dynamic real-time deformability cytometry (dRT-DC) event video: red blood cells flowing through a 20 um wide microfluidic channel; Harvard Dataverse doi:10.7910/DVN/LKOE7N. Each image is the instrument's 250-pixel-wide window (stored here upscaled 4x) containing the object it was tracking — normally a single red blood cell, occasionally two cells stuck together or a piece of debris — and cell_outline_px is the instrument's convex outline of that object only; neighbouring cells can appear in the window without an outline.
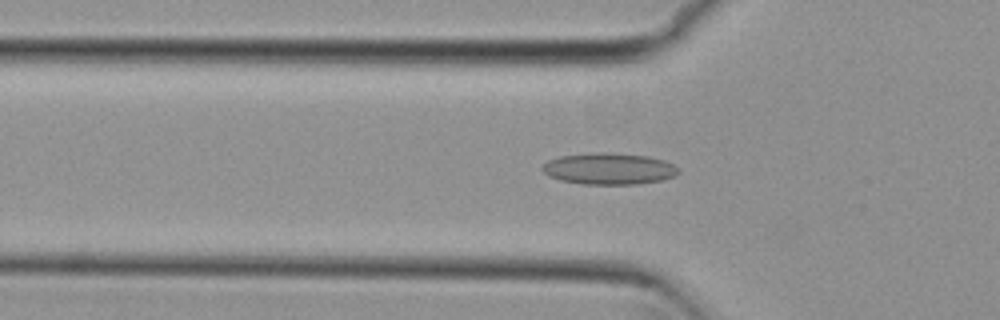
{"species": "common noctule bat (a hibernating species)", "species_latin": "Nyctalus noctula", "temperature_condition": "cold", "stored_images_in_passage": 54, "camera_frame_rate_fps": 3000, "um_per_image_px": 0.085, "animal": {"sex": "female", "body_mass_g": 29.2, "forearm_length_mm": 56.3}, "frame": {"image": 1, "passage_image": 18, "time_ms": 5.667, "image_size_px": [1000, 320], "cell_outline_px": [[680, 172], [676, 176], [664, 180], [636, 184], [584, 184], [560, 180], [548, 176], [540, 168], [548, 160], [560, 156], [592, 152], [612, 152], [648, 156], [664, 160], [680, 168]], "centroid_in_image_um": [51.79, 14.33], "position_along_channel_um": 74.0, "area_um2": 25.32}}
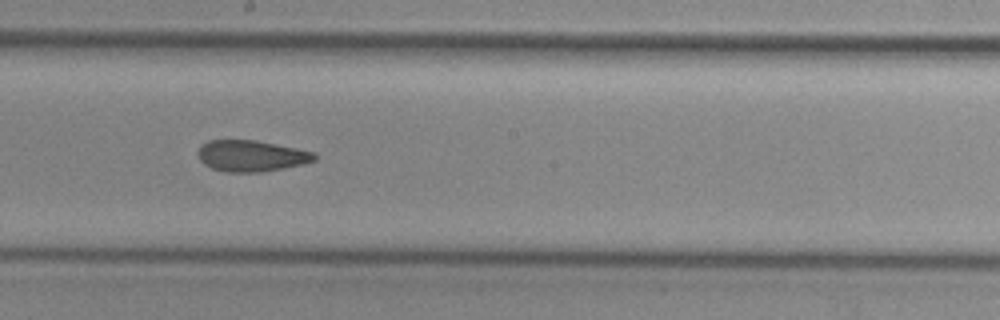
{"frame": {"image": 2, "passage_image": 30, "time_ms": 9.667, "image_size_px": [1000, 320], "cell_outline_px": [[316, 160], [304, 164], [284, 168], [260, 172], [224, 172], [212, 168], [204, 164], [200, 160], [196, 152], [200, 144], [208, 140], [256, 140], [316, 152]], "centroid_in_image_um": [21.34, 13.24], "position_along_channel_um": 226.9, "area_um2": 21.44}}
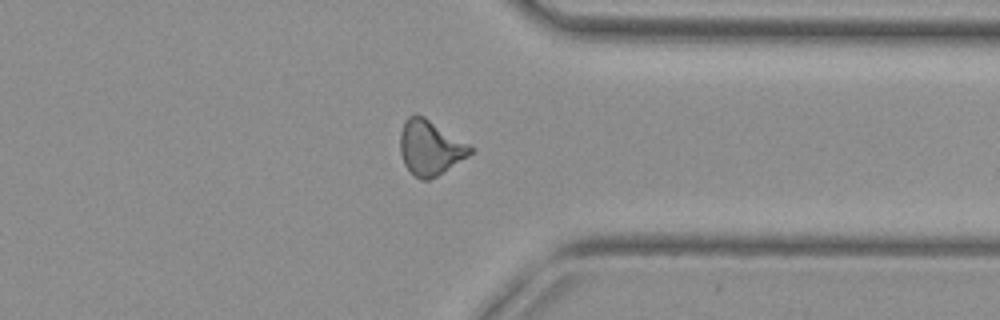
{"frame": {"image": 3, "passage_image": 42, "time_ms": 13.667, "image_size_px": [1000, 320], "cell_outline_px": [[476, 148], [468, 156], [436, 176], [428, 180], [420, 180], [404, 164], [400, 152], [400, 132], [404, 120], [408, 116], [424, 116]], "centroid_in_image_um": [36.56, 12.54], "position_along_channel_um": 374.8, "area_um2": 22.25}, "authors_computed_cell_mechanics": {"area_um2": 22.1085, "velocity_mm_per_s": 3.8055, "shape_relaxation_time_tau1_ms": null, "shape_relaxation_time_tau2_ms": 3.1469, "deformation_change_tau1": null, "deformation_change_tau2": 0.1128}}